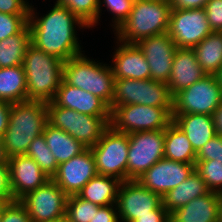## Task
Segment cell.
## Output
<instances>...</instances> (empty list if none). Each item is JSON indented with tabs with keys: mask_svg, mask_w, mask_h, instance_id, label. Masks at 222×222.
Segmentation results:
<instances>
[{
	"mask_svg": "<svg viewBox=\"0 0 222 222\" xmlns=\"http://www.w3.org/2000/svg\"><path fill=\"white\" fill-rule=\"evenodd\" d=\"M47 146L53 153L58 165L82 153L86 147L67 132L46 124L43 131Z\"/></svg>",
	"mask_w": 222,
	"mask_h": 222,
	"instance_id": "obj_26",
	"label": "cell"
},
{
	"mask_svg": "<svg viewBox=\"0 0 222 222\" xmlns=\"http://www.w3.org/2000/svg\"><path fill=\"white\" fill-rule=\"evenodd\" d=\"M35 11L36 8L30 6L28 25L32 45L63 62L83 54L76 29H89L85 23L57 3L43 16L39 17Z\"/></svg>",
	"mask_w": 222,
	"mask_h": 222,
	"instance_id": "obj_1",
	"label": "cell"
},
{
	"mask_svg": "<svg viewBox=\"0 0 222 222\" xmlns=\"http://www.w3.org/2000/svg\"><path fill=\"white\" fill-rule=\"evenodd\" d=\"M164 158L196 164V152L186 134L173 121L165 129Z\"/></svg>",
	"mask_w": 222,
	"mask_h": 222,
	"instance_id": "obj_27",
	"label": "cell"
},
{
	"mask_svg": "<svg viewBox=\"0 0 222 222\" xmlns=\"http://www.w3.org/2000/svg\"><path fill=\"white\" fill-rule=\"evenodd\" d=\"M216 77H217L218 82H219V84H220V86L222 88V66L220 68V71L216 74Z\"/></svg>",
	"mask_w": 222,
	"mask_h": 222,
	"instance_id": "obj_49",
	"label": "cell"
},
{
	"mask_svg": "<svg viewBox=\"0 0 222 222\" xmlns=\"http://www.w3.org/2000/svg\"><path fill=\"white\" fill-rule=\"evenodd\" d=\"M163 204L162 197L143 187L137 180L121 182L117 196L120 222H133L139 216L152 215Z\"/></svg>",
	"mask_w": 222,
	"mask_h": 222,
	"instance_id": "obj_14",
	"label": "cell"
},
{
	"mask_svg": "<svg viewBox=\"0 0 222 222\" xmlns=\"http://www.w3.org/2000/svg\"><path fill=\"white\" fill-rule=\"evenodd\" d=\"M131 104L173 107V96L167 83L152 79H115L110 112L118 106Z\"/></svg>",
	"mask_w": 222,
	"mask_h": 222,
	"instance_id": "obj_8",
	"label": "cell"
},
{
	"mask_svg": "<svg viewBox=\"0 0 222 222\" xmlns=\"http://www.w3.org/2000/svg\"><path fill=\"white\" fill-rule=\"evenodd\" d=\"M128 148V134L109 126L99 141L90 148L97 173L115 177L122 182L127 180Z\"/></svg>",
	"mask_w": 222,
	"mask_h": 222,
	"instance_id": "obj_9",
	"label": "cell"
},
{
	"mask_svg": "<svg viewBox=\"0 0 222 222\" xmlns=\"http://www.w3.org/2000/svg\"><path fill=\"white\" fill-rule=\"evenodd\" d=\"M29 15H11L0 12V40L21 32L28 25Z\"/></svg>",
	"mask_w": 222,
	"mask_h": 222,
	"instance_id": "obj_36",
	"label": "cell"
},
{
	"mask_svg": "<svg viewBox=\"0 0 222 222\" xmlns=\"http://www.w3.org/2000/svg\"><path fill=\"white\" fill-rule=\"evenodd\" d=\"M26 156L33 158L39 167L51 178L57 172L58 162L47 146L43 133L30 143Z\"/></svg>",
	"mask_w": 222,
	"mask_h": 222,
	"instance_id": "obj_31",
	"label": "cell"
},
{
	"mask_svg": "<svg viewBox=\"0 0 222 222\" xmlns=\"http://www.w3.org/2000/svg\"><path fill=\"white\" fill-rule=\"evenodd\" d=\"M206 75L207 73L198 63L193 49L177 48L171 75L167 82L169 91L174 96L181 90L203 79Z\"/></svg>",
	"mask_w": 222,
	"mask_h": 222,
	"instance_id": "obj_21",
	"label": "cell"
},
{
	"mask_svg": "<svg viewBox=\"0 0 222 222\" xmlns=\"http://www.w3.org/2000/svg\"><path fill=\"white\" fill-rule=\"evenodd\" d=\"M30 44L29 25L16 35L0 40V68L23 65V59Z\"/></svg>",
	"mask_w": 222,
	"mask_h": 222,
	"instance_id": "obj_30",
	"label": "cell"
},
{
	"mask_svg": "<svg viewBox=\"0 0 222 222\" xmlns=\"http://www.w3.org/2000/svg\"><path fill=\"white\" fill-rule=\"evenodd\" d=\"M93 60L83 53L65 61L63 81L99 97L110 107L115 88L112 67Z\"/></svg>",
	"mask_w": 222,
	"mask_h": 222,
	"instance_id": "obj_5",
	"label": "cell"
},
{
	"mask_svg": "<svg viewBox=\"0 0 222 222\" xmlns=\"http://www.w3.org/2000/svg\"><path fill=\"white\" fill-rule=\"evenodd\" d=\"M117 47L112 55V70L115 79H151L150 66L143 52L136 44L116 41Z\"/></svg>",
	"mask_w": 222,
	"mask_h": 222,
	"instance_id": "obj_19",
	"label": "cell"
},
{
	"mask_svg": "<svg viewBox=\"0 0 222 222\" xmlns=\"http://www.w3.org/2000/svg\"><path fill=\"white\" fill-rule=\"evenodd\" d=\"M222 102V88L216 75L203 79L173 96L172 114L211 115Z\"/></svg>",
	"mask_w": 222,
	"mask_h": 222,
	"instance_id": "obj_10",
	"label": "cell"
},
{
	"mask_svg": "<svg viewBox=\"0 0 222 222\" xmlns=\"http://www.w3.org/2000/svg\"><path fill=\"white\" fill-rule=\"evenodd\" d=\"M99 207L78 194L71 195L67 199L65 215L72 222H90Z\"/></svg>",
	"mask_w": 222,
	"mask_h": 222,
	"instance_id": "obj_33",
	"label": "cell"
},
{
	"mask_svg": "<svg viewBox=\"0 0 222 222\" xmlns=\"http://www.w3.org/2000/svg\"><path fill=\"white\" fill-rule=\"evenodd\" d=\"M209 192L203 178L194 170L186 180L162 197L163 206L170 213Z\"/></svg>",
	"mask_w": 222,
	"mask_h": 222,
	"instance_id": "obj_24",
	"label": "cell"
},
{
	"mask_svg": "<svg viewBox=\"0 0 222 222\" xmlns=\"http://www.w3.org/2000/svg\"><path fill=\"white\" fill-rule=\"evenodd\" d=\"M173 107L140 104L122 105L111 112L110 126L130 134L138 131L164 130L173 121Z\"/></svg>",
	"mask_w": 222,
	"mask_h": 222,
	"instance_id": "obj_7",
	"label": "cell"
},
{
	"mask_svg": "<svg viewBox=\"0 0 222 222\" xmlns=\"http://www.w3.org/2000/svg\"><path fill=\"white\" fill-rule=\"evenodd\" d=\"M172 9H199L204 8L208 0H169Z\"/></svg>",
	"mask_w": 222,
	"mask_h": 222,
	"instance_id": "obj_44",
	"label": "cell"
},
{
	"mask_svg": "<svg viewBox=\"0 0 222 222\" xmlns=\"http://www.w3.org/2000/svg\"><path fill=\"white\" fill-rule=\"evenodd\" d=\"M68 196L50 179L19 199L33 222H50L65 216Z\"/></svg>",
	"mask_w": 222,
	"mask_h": 222,
	"instance_id": "obj_12",
	"label": "cell"
},
{
	"mask_svg": "<svg viewBox=\"0 0 222 222\" xmlns=\"http://www.w3.org/2000/svg\"><path fill=\"white\" fill-rule=\"evenodd\" d=\"M222 222V194H220V203H219V221Z\"/></svg>",
	"mask_w": 222,
	"mask_h": 222,
	"instance_id": "obj_48",
	"label": "cell"
},
{
	"mask_svg": "<svg viewBox=\"0 0 222 222\" xmlns=\"http://www.w3.org/2000/svg\"><path fill=\"white\" fill-rule=\"evenodd\" d=\"M164 130L128 134L127 180H137L153 164L164 158Z\"/></svg>",
	"mask_w": 222,
	"mask_h": 222,
	"instance_id": "obj_11",
	"label": "cell"
},
{
	"mask_svg": "<svg viewBox=\"0 0 222 222\" xmlns=\"http://www.w3.org/2000/svg\"><path fill=\"white\" fill-rule=\"evenodd\" d=\"M196 160H217L222 162V136L216 135L196 153Z\"/></svg>",
	"mask_w": 222,
	"mask_h": 222,
	"instance_id": "obj_38",
	"label": "cell"
},
{
	"mask_svg": "<svg viewBox=\"0 0 222 222\" xmlns=\"http://www.w3.org/2000/svg\"><path fill=\"white\" fill-rule=\"evenodd\" d=\"M48 123L47 102L26 100L11 104L9 125L2 137L7 156L26 155L30 143Z\"/></svg>",
	"mask_w": 222,
	"mask_h": 222,
	"instance_id": "obj_2",
	"label": "cell"
},
{
	"mask_svg": "<svg viewBox=\"0 0 222 222\" xmlns=\"http://www.w3.org/2000/svg\"><path fill=\"white\" fill-rule=\"evenodd\" d=\"M212 117L217 135L222 136V102L220 103L218 108L214 111Z\"/></svg>",
	"mask_w": 222,
	"mask_h": 222,
	"instance_id": "obj_46",
	"label": "cell"
},
{
	"mask_svg": "<svg viewBox=\"0 0 222 222\" xmlns=\"http://www.w3.org/2000/svg\"><path fill=\"white\" fill-rule=\"evenodd\" d=\"M195 170V164H187L162 158L145 171L137 181L148 190L163 197Z\"/></svg>",
	"mask_w": 222,
	"mask_h": 222,
	"instance_id": "obj_15",
	"label": "cell"
},
{
	"mask_svg": "<svg viewBox=\"0 0 222 222\" xmlns=\"http://www.w3.org/2000/svg\"><path fill=\"white\" fill-rule=\"evenodd\" d=\"M3 205L4 203L0 200V209L2 208Z\"/></svg>",
	"mask_w": 222,
	"mask_h": 222,
	"instance_id": "obj_52",
	"label": "cell"
},
{
	"mask_svg": "<svg viewBox=\"0 0 222 222\" xmlns=\"http://www.w3.org/2000/svg\"><path fill=\"white\" fill-rule=\"evenodd\" d=\"M220 194L209 192L169 213L170 222H218Z\"/></svg>",
	"mask_w": 222,
	"mask_h": 222,
	"instance_id": "obj_22",
	"label": "cell"
},
{
	"mask_svg": "<svg viewBox=\"0 0 222 222\" xmlns=\"http://www.w3.org/2000/svg\"><path fill=\"white\" fill-rule=\"evenodd\" d=\"M133 222H170L169 212L162 204L158 209L152 210V215L139 216Z\"/></svg>",
	"mask_w": 222,
	"mask_h": 222,
	"instance_id": "obj_43",
	"label": "cell"
},
{
	"mask_svg": "<svg viewBox=\"0 0 222 222\" xmlns=\"http://www.w3.org/2000/svg\"><path fill=\"white\" fill-rule=\"evenodd\" d=\"M30 6L25 0H0V12L11 15H29Z\"/></svg>",
	"mask_w": 222,
	"mask_h": 222,
	"instance_id": "obj_41",
	"label": "cell"
},
{
	"mask_svg": "<svg viewBox=\"0 0 222 222\" xmlns=\"http://www.w3.org/2000/svg\"><path fill=\"white\" fill-rule=\"evenodd\" d=\"M121 182L115 177L97 174L84 185L78 195L98 206L116 204Z\"/></svg>",
	"mask_w": 222,
	"mask_h": 222,
	"instance_id": "obj_25",
	"label": "cell"
},
{
	"mask_svg": "<svg viewBox=\"0 0 222 222\" xmlns=\"http://www.w3.org/2000/svg\"><path fill=\"white\" fill-rule=\"evenodd\" d=\"M9 157L5 151L3 140L0 138V164H8Z\"/></svg>",
	"mask_w": 222,
	"mask_h": 222,
	"instance_id": "obj_47",
	"label": "cell"
},
{
	"mask_svg": "<svg viewBox=\"0 0 222 222\" xmlns=\"http://www.w3.org/2000/svg\"><path fill=\"white\" fill-rule=\"evenodd\" d=\"M90 222H120L116 204L100 206Z\"/></svg>",
	"mask_w": 222,
	"mask_h": 222,
	"instance_id": "obj_42",
	"label": "cell"
},
{
	"mask_svg": "<svg viewBox=\"0 0 222 222\" xmlns=\"http://www.w3.org/2000/svg\"><path fill=\"white\" fill-rule=\"evenodd\" d=\"M96 164L90 148L58 165L51 178L67 196L78 194L84 185L96 176Z\"/></svg>",
	"mask_w": 222,
	"mask_h": 222,
	"instance_id": "obj_16",
	"label": "cell"
},
{
	"mask_svg": "<svg viewBox=\"0 0 222 222\" xmlns=\"http://www.w3.org/2000/svg\"><path fill=\"white\" fill-rule=\"evenodd\" d=\"M195 170L203 178L211 192L222 194V162L196 160Z\"/></svg>",
	"mask_w": 222,
	"mask_h": 222,
	"instance_id": "obj_34",
	"label": "cell"
},
{
	"mask_svg": "<svg viewBox=\"0 0 222 222\" xmlns=\"http://www.w3.org/2000/svg\"><path fill=\"white\" fill-rule=\"evenodd\" d=\"M0 222H33L19 200L5 203L0 209Z\"/></svg>",
	"mask_w": 222,
	"mask_h": 222,
	"instance_id": "obj_37",
	"label": "cell"
},
{
	"mask_svg": "<svg viewBox=\"0 0 222 222\" xmlns=\"http://www.w3.org/2000/svg\"><path fill=\"white\" fill-rule=\"evenodd\" d=\"M207 75H216L222 66V32L212 31L193 48Z\"/></svg>",
	"mask_w": 222,
	"mask_h": 222,
	"instance_id": "obj_29",
	"label": "cell"
},
{
	"mask_svg": "<svg viewBox=\"0 0 222 222\" xmlns=\"http://www.w3.org/2000/svg\"><path fill=\"white\" fill-rule=\"evenodd\" d=\"M25 2L29 5V6H32V3H29L30 1L28 0H25ZM31 4V5H30Z\"/></svg>",
	"mask_w": 222,
	"mask_h": 222,
	"instance_id": "obj_51",
	"label": "cell"
},
{
	"mask_svg": "<svg viewBox=\"0 0 222 222\" xmlns=\"http://www.w3.org/2000/svg\"><path fill=\"white\" fill-rule=\"evenodd\" d=\"M211 32L204 8L171 10L167 33L177 48L193 49Z\"/></svg>",
	"mask_w": 222,
	"mask_h": 222,
	"instance_id": "obj_13",
	"label": "cell"
},
{
	"mask_svg": "<svg viewBox=\"0 0 222 222\" xmlns=\"http://www.w3.org/2000/svg\"><path fill=\"white\" fill-rule=\"evenodd\" d=\"M136 45L150 66L151 79L167 83L177 46L168 33L140 40Z\"/></svg>",
	"mask_w": 222,
	"mask_h": 222,
	"instance_id": "obj_17",
	"label": "cell"
},
{
	"mask_svg": "<svg viewBox=\"0 0 222 222\" xmlns=\"http://www.w3.org/2000/svg\"><path fill=\"white\" fill-rule=\"evenodd\" d=\"M55 3L67 7L88 28L98 23L99 0H56Z\"/></svg>",
	"mask_w": 222,
	"mask_h": 222,
	"instance_id": "obj_32",
	"label": "cell"
},
{
	"mask_svg": "<svg viewBox=\"0 0 222 222\" xmlns=\"http://www.w3.org/2000/svg\"><path fill=\"white\" fill-rule=\"evenodd\" d=\"M52 101L59 107L73 109L79 113L111 117L110 108L102 99L80 88L68 85L63 80Z\"/></svg>",
	"mask_w": 222,
	"mask_h": 222,
	"instance_id": "obj_20",
	"label": "cell"
},
{
	"mask_svg": "<svg viewBox=\"0 0 222 222\" xmlns=\"http://www.w3.org/2000/svg\"><path fill=\"white\" fill-rule=\"evenodd\" d=\"M0 100L11 104L27 100V84L23 65L0 68Z\"/></svg>",
	"mask_w": 222,
	"mask_h": 222,
	"instance_id": "obj_28",
	"label": "cell"
},
{
	"mask_svg": "<svg viewBox=\"0 0 222 222\" xmlns=\"http://www.w3.org/2000/svg\"><path fill=\"white\" fill-rule=\"evenodd\" d=\"M173 122L186 134L192 148L197 151L217 133L211 115L172 114Z\"/></svg>",
	"mask_w": 222,
	"mask_h": 222,
	"instance_id": "obj_23",
	"label": "cell"
},
{
	"mask_svg": "<svg viewBox=\"0 0 222 222\" xmlns=\"http://www.w3.org/2000/svg\"><path fill=\"white\" fill-rule=\"evenodd\" d=\"M204 10L211 30L222 32V0H208Z\"/></svg>",
	"mask_w": 222,
	"mask_h": 222,
	"instance_id": "obj_39",
	"label": "cell"
},
{
	"mask_svg": "<svg viewBox=\"0 0 222 222\" xmlns=\"http://www.w3.org/2000/svg\"><path fill=\"white\" fill-rule=\"evenodd\" d=\"M50 222H72V221H70V220L66 217V215H65V216H63V217H61V218H59V219H56V220H53V221H50Z\"/></svg>",
	"mask_w": 222,
	"mask_h": 222,
	"instance_id": "obj_50",
	"label": "cell"
},
{
	"mask_svg": "<svg viewBox=\"0 0 222 222\" xmlns=\"http://www.w3.org/2000/svg\"><path fill=\"white\" fill-rule=\"evenodd\" d=\"M10 109L11 103L0 100V138L4 136L8 128Z\"/></svg>",
	"mask_w": 222,
	"mask_h": 222,
	"instance_id": "obj_45",
	"label": "cell"
},
{
	"mask_svg": "<svg viewBox=\"0 0 222 222\" xmlns=\"http://www.w3.org/2000/svg\"><path fill=\"white\" fill-rule=\"evenodd\" d=\"M0 200L4 204L16 201L10 184L9 164H0Z\"/></svg>",
	"mask_w": 222,
	"mask_h": 222,
	"instance_id": "obj_40",
	"label": "cell"
},
{
	"mask_svg": "<svg viewBox=\"0 0 222 222\" xmlns=\"http://www.w3.org/2000/svg\"><path fill=\"white\" fill-rule=\"evenodd\" d=\"M171 10L169 0H135L130 15L114 33L116 40L136 44L167 33Z\"/></svg>",
	"mask_w": 222,
	"mask_h": 222,
	"instance_id": "obj_3",
	"label": "cell"
},
{
	"mask_svg": "<svg viewBox=\"0 0 222 222\" xmlns=\"http://www.w3.org/2000/svg\"><path fill=\"white\" fill-rule=\"evenodd\" d=\"M10 184L15 200H19L30 191L46 184L48 176L34 161L26 155H16L9 158Z\"/></svg>",
	"mask_w": 222,
	"mask_h": 222,
	"instance_id": "obj_18",
	"label": "cell"
},
{
	"mask_svg": "<svg viewBox=\"0 0 222 222\" xmlns=\"http://www.w3.org/2000/svg\"><path fill=\"white\" fill-rule=\"evenodd\" d=\"M64 62L30 44L23 67L27 84V100L52 101L63 80Z\"/></svg>",
	"mask_w": 222,
	"mask_h": 222,
	"instance_id": "obj_4",
	"label": "cell"
},
{
	"mask_svg": "<svg viewBox=\"0 0 222 222\" xmlns=\"http://www.w3.org/2000/svg\"><path fill=\"white\" fill-rule=\"evenodd\" d=\"M48 123L59 128L86 148L93 147L110 126L111 117L91 116L47 102Z\"/></svg>",
	"mask_w": 222,
	"mask_h": 222,
	"instance_id": "obj_6",
	"label": "cell"
},
{
	"mask_svg": "<svg viewBox=\"0 0 222 222\" xmlns=\"http://www.w3.org/2000/svg\"><path fill=\"white\" fill-rule=\"evenodd\" d=\"M134 0H99L98 21L102 15V4L107 8V11L112 13V28L116 31L122 23L128 18L132 10Z\"/></svg>",
	"mask_w": 222,
	"mask_h": 222,
	"instance_id": "obj_35",
	"label": "cell"
}]
</instances>
